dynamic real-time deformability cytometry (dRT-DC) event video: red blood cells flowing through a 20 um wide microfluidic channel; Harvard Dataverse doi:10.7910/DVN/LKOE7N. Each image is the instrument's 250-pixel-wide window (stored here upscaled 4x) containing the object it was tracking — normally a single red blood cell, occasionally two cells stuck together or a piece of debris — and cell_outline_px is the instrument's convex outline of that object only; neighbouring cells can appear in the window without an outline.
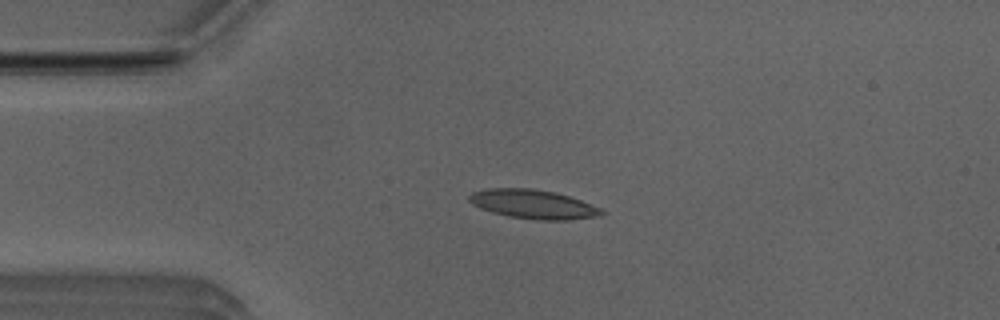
{"species": "Egyptian fruit bat (a non-hibernating species)", "species_latin": "Rousettus aegyptiacus", "temperature_condition": "room temperature", "stored_images_in_passage": 5, "camera_frame_rate_fps": 3000, "um_per_image_px": 0.085, "animal": {"sex": "male"}, "frame": {"image": 1, "passage_image": 4, "time_ms": 1.0, "image_size_px": [1000, 320], "cell_outline_px": [[604, 212], [592, 216], [568, 220], [536, 220], [508, 216], [492, 212], [480, 208], [472, 204], [468, 200], [468, 196], [472, 192], [488, 188], [532, 188], [552, 192], [568, 196], [580, 200], [600, 208]], "centroid_in_image_um": [45.23, 17.35], "position_along_channel_um": 39.8, "area_um2": 22.08}}